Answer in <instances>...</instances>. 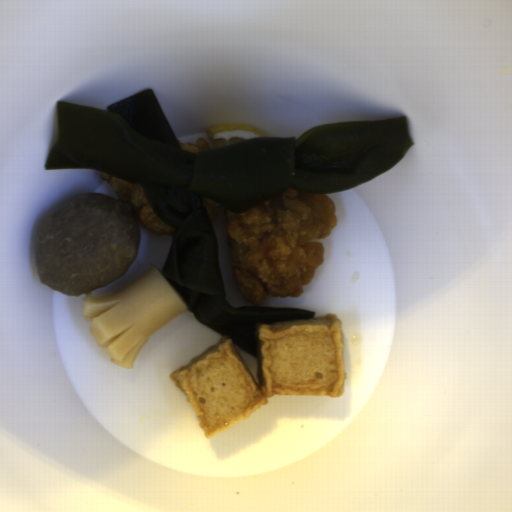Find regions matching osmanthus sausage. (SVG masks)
Wrapping results in <instances>:
<instances>
[{"label":"osmanthus sausage","instance_id":"d35146e8","mask_svg":"<svg viewBox=\"0 0 512 512\" xmlns=\"http://www.w3.org/2000/svg\"><path fill=\"white\" fill-rule=\"evenodd\" d=\"M81 311L110 363L131 370L145 343L188 307L160 267L153 265L118 292L85 295Z\"/></svg>","mask_w":512,"mask_h":512}]
</instances>
